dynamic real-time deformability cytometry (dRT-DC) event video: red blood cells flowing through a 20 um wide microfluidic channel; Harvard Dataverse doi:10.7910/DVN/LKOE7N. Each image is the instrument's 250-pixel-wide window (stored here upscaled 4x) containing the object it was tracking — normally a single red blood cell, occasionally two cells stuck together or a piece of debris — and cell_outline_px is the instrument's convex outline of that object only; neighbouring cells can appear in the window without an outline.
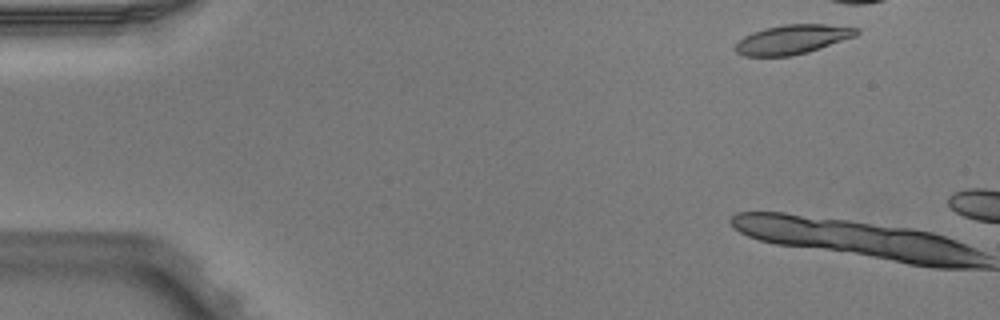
{"species": "Egyptian fruit bat (a non-hibernating species)", "species_latin": "Rousettus aegyptiacus", "temperature_condition": "warm", "stored_images_in_passage": 5, "camera_frame_rate_fps": 3000, "um_per_image_px": 0.085, "animal": {"sex": "male"}, "frame": {"image": 1, "passage_image": 1, "time_ms": 0.0, "image_size_px": [1000, 320], "cell_outline_px": [[860, 32], [856, 36], [808, 52], [792, 56], [744, 56], [736, 52], [732, 48], [744, 36], [752, 32], [764, 28], [784, 24], [824, 24], [860, 28]], "centroid_in_image_um": [67.35, 3.35], "position_along_channel_um": 17.6, "area_um2": 20.81}}